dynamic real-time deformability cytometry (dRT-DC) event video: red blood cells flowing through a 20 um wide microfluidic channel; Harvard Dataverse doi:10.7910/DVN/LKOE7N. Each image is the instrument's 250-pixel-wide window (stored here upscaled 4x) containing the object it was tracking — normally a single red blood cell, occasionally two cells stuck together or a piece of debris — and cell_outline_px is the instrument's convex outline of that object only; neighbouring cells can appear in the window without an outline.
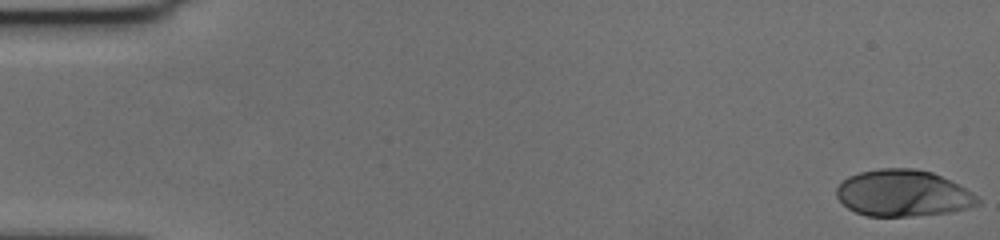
{"species": "human", "species_latin": "Homo sapiens", "temperature_condition": "cold", "stored_images_in_passage": 57, "camera_frame_rate_fps": 3000, "um_per_image_px": 0.085, "donor": {"sex": "female"}, "frame": {"image": 1, "passage_image": 1, "time_ms": 0.0, "image_size_px": [1000, 240], "cell_outline_px": [[980, 204], [968, 208], [952, 212], [912, 216], [868, 216], [856, 212], [848, 208], [836, 196], [836, 188], [848, 176], [860, 172], [880, 168], [912, 168], [932, 172], [972, 192], [980, 200]], "centroid_in_image_um": [76.75, 16.43], "position_along_channel_um": 8.3, "area_um2": 38.09}}
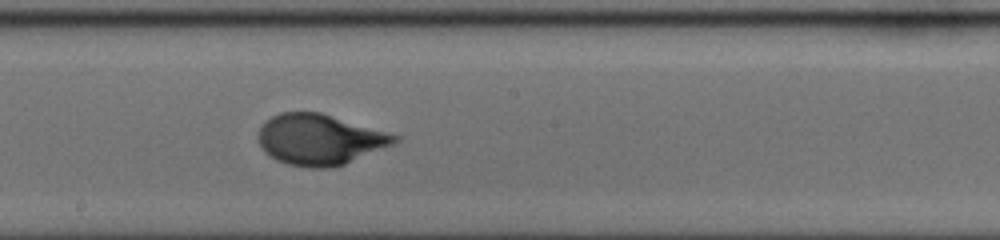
{"frame": {"image": 2, "passage_image": 32, "time_ms": 10.333, "image_size_px": [1000, 240], "cell_outline_px": [[400, 140], [396, 144], [344, 164], [332, 168], [308, 168], [288, 164], [276, 160], [268, 156], [264, 152], [256, 140], [256, 132], [264, 120], [280, 112], [320, 112], [400, 136]], "centroid_in_image_um": [27.13, 11.87], "position_along_channel_um": 221.1, "area_um2": 40.81}}
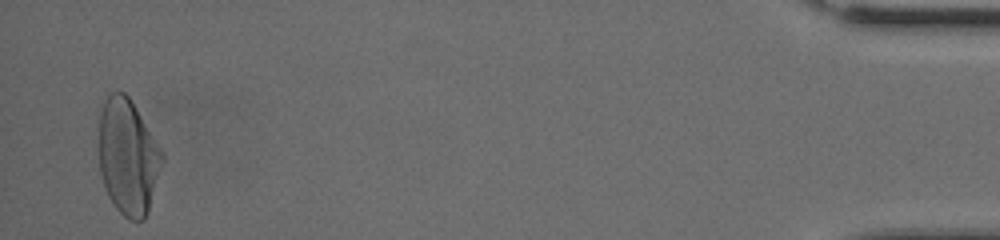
{"frame": {"image": 3, "passage_image": 56, "time_ms": 18.333, "image_size_px": [1000, 240], "cell_outline_px": [[164, 160], [148, 212], [144, 220], [128, 220], [116, 208], [108, 196], [104, 188], [100, 176], [96, 148], [96, 136], [100, 108], [104, 96], [108, 92], [124, 92], [128, 96], [164, 152]], "centroid_in_image_um": [10.81, 13.29], "position_along_channel_um": 424.4, "area_um2": 44.1}, "authors_computed_cell_mechanics": {"area_um2": 39.5352, "velocity_mm_per_s": 3.6059, "shape_relaxation_time_tau1_ms": 3.8207, "shape_relaxation_time_tau2_ms": null, "deformation_change_tau1": 0.2047, "deformation_change_tau2": null}}